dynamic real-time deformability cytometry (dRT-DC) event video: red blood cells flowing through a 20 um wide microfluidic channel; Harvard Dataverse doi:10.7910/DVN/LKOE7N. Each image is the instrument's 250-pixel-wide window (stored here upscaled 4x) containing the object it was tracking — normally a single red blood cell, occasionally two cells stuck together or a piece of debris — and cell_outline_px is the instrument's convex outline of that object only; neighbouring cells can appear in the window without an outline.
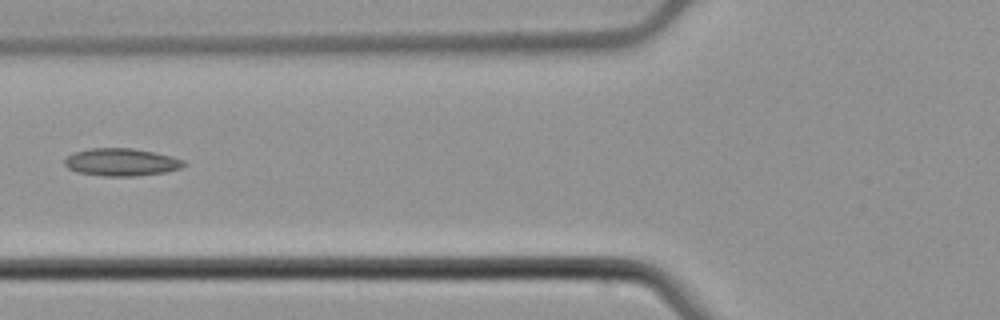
{"species": "common noctule bat (a hibernating species)", "species_latin": "Nyctalus noctula", "temperature_condition": "cold", "stored_images_in_passage": 4, "camera_frame_rate_fps": 3000, "um_per_image_px": 0.085, "animal": {"sex": "male", "body_mass_g": 21.5, "forearm_length_mm": 52.0}, "frame": {"image": 1, "passage_image": 4, "time_ms": 1.0, "image_size_px": [1000, 320], "cell_outline_px": [[188, 164], [180, 168], [164, 172], [136, 176], [104, 176], [76, 172], [68, 168], [64, 164], [64, 160], [72, 152], [92, 148], [132, 148], [156, 152], [172, 156], [184, 160]], "centroid_in_image_um": [10.32, 13.78], "position_along_channel_um": 115.5, "area_um2": 19.31}}